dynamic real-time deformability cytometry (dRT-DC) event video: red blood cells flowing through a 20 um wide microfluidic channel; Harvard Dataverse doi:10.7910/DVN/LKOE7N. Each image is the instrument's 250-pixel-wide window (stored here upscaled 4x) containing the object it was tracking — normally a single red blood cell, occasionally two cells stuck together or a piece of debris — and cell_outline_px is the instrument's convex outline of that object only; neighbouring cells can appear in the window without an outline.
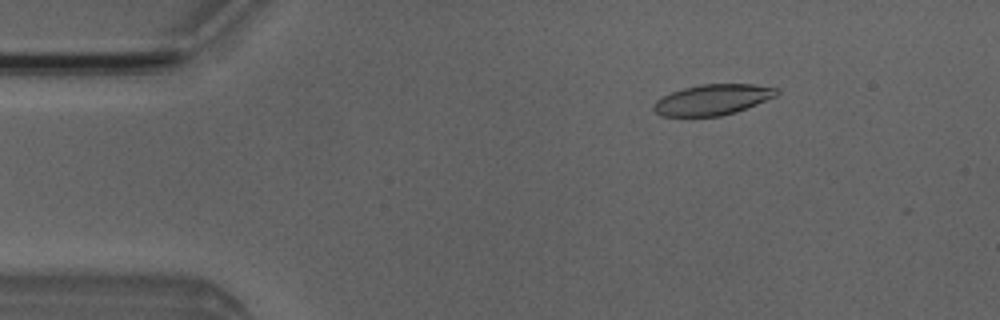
{"species": "Egyptian fruit bat (a non-hibernating species)", "species_latin": "Rousettus aegyptiacus", "temperature_condition": "room temperature", "stored_images_in_passage": 4, "camera_frame_rate_fps": 3000, "um_per_image_px": 0.085, "animal": {"sex": "male"}, "frame": {"image": 1, "passage_image": 2, "time_ms": 1.0, "image_size_px": [1000, 320], "cell_outline_px": [[780, 92], [776, 96], [736, 112], [720, 116], [660, 116], [652, 108], [652, 104], [656, 100], [672, 92], [684, 88], [700, 84], [752, 84], [776, 88]], "centroid_in_image_um": [60.55, 8.47], "position_along_channel_um": 24.5, "area_um2": 21.85}}